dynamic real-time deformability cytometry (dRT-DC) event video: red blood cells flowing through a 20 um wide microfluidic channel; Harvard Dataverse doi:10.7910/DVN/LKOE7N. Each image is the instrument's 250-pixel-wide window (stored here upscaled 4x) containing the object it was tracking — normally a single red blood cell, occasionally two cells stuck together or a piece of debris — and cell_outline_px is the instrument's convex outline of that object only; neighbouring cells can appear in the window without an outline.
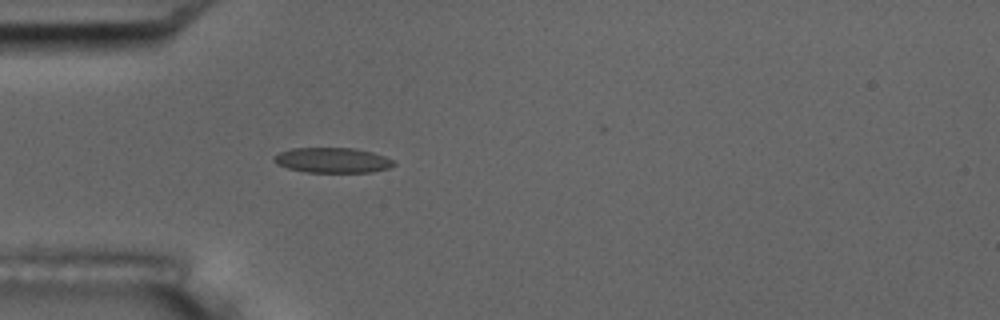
{"species": "common noctule bat (a hibernating species)", "species_latin": "Nyctalus noctula", "temperature_condition": "room temperature", "stored_images_in_passage": 21, "camera_frame_rate_fps": 3000, "um_per_image_px": 0.085, "animal": {"sex": "male", "body_mass_g": 17.5, "forearm_length_mm": 52.3}, "frame": {"image": 1, "passage_image": 6, "time_ms": 1.667, "image_size_px": [1000, 320], "cell_outline_px": [[396, 164], [388, 168], [372, 172], [308, 172], [288, 168], [276, 164], [272, 160], [272, 156], [280, 152], [292, 148], [356, 148], [372, 152], [384, 156], [392, 160]], "centroid_in_image_um": [28.23, 13.61], "position_along_channel_um": 56.8, "area_um2": 17.57}}
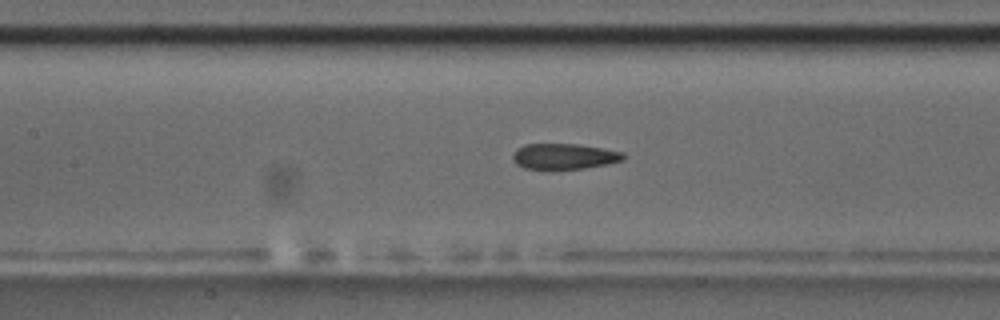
{"frame": {"image": 2, "passage_image": 15, "time_ms": 4.667, "image_size_px": [1000, 320], "cell_outline_px": [[628, 156], [624, 160], [608, 164], [584, 168], [524, 168], [516, 164], [512, 156], [516, 148], [524, 144], [576, 144], [604, 148], [624, 152]], "centroid_in_image_um": [48.0, 13.27], "position_along_channel_um": 159.4, "area_um2": 16.53}}
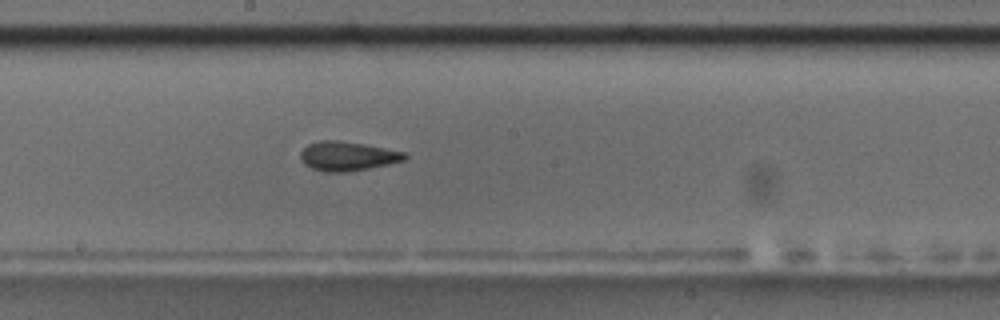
{"frame": {"image": 3, "passage_image": 20, "time_ms": 6.333, "image_size_px": [1000, 320], "cell_outline_px": [[408, 156], [404, 160], [388, 164], [348, 172], [324, 172], [312, 168], [304, 164], [300, 156], [300, 152], [308, 144], [320, 140], [340, 140], [364, 144], [408, 152]], "centroid_in_image_um": [29.55, 13.26], "position_along_channel_um": 218.7, "area_um2": 17.86}}